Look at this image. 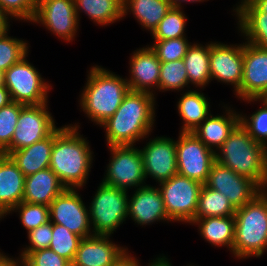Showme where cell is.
Masks as SVG:
<instances>
[{"instance_id": "6da1fadb", "label": "cell", "mask_w": 267, "mask_h": 266, "mask_svg": "<svg viewBox=\"0 0 267 266\" xmlns=\"http://www.w3.org/2000/svg\"><path fill=\"white\" fill-rule=\"evenodd\" d=\"M155 99V95L130 90L115 113L100 125L106 130L107 145H134L148 138L155 122Z\"/></svg>"}, {"instance_id": "7a4b0ae2", "label": "cell", "mask_w": 267, "mask_h": 266, "mask_svg": "<svg viewBox=\"0 0 267 266\" xmlns=\"http://www.w3.org/2000/svg\"><path fill=\"white\" fill-rule=\"evenodd\" d=\"M79 125H65L55 130L49 168L60 182L71 189H80L88 180L93 153L89 142L78 133Z\"/></svg>"}, {"instance_id": "3957f363", "label": "cell", "mask_w": 267, "mask_h": 266, "mask_svg": "<svg viewBox=\"0 0 267 266\" xmlns=\"http://www.w3.org/2000/svg\"><path fill=\"white\" fill-rule=\"evenodd\" d=\"M220 151V152H219ZM216 161L267 190V147L239 123L215 152Z\"/></svg>"}, {"instance_id": "277c9868", "label": "cell", "mask_w": 267, "mask_h": 266, "mask_svg": "<svg viewBox=\"0 0 267 266\" xmlns=\"http://www.w3.org/2000/svg\"><path fill=\"white\" fill-rule=\"evenodd\" d=\"M80 95V107L97 125L111 117L130 91L127 78H122L101 66H92Z\"/></svg>"}, {"instance_id": "5b68a950", "label": "cell", "mask_w": 267, "mask_h": 266, "mask_svg": "<svg viewBox=\"0 0 267 266\" xmlns=\"http://www.w3.org/2000/svg\"><path fill=\"white\" fill-rule=\"evenodd\" d=\"M233 256L260 257L267 250V190L235 211Z\"/></svg>"}, {"instance_id": "8992f818", "label": "cell", "mask_w": 267, "mask_h": 266, "mask_svg": "<svg viewBox=\"0 0 267 266\" xmlns=\"http://www.w3.org/2000/svg\"><path fill=\"white\" fill-rule=\"evenodd\" d=\"M89 206L93 235H111L128 217V192L100 183Z\"/></svg>"}, {"instance_id": "52a82bcc", "label": "cell", "mask_w": 267, "mask_h": 266, "mask_svg": "<svg viewBox=\"0 0 267 266\" xmlns=\"http://www.w3.org/2000/svg\"><path fill=\"white\" fill-rule=\"evenodd\" d=\"M26 57L4 72V85L11 100L24 105L48 103V93L52 86Z\"/></svg>"}, {"instance_id": "ba28073f", "label": "cell", "mask_w": 267, "mask_h": 266, "mask_svg": "<svg viewBox=\"0 0 267 266\" xmlns=\"http://www.w3.org/2000/svg\"><path fill=\"white\" fill-rule=\"evenodd\" d=\"M158 184L169 219L191 224L197 212L203 184L180 174Z\"/></svg>"}, {"instance_id": "9c48e42d", "label": "cell", "mask_w": 267, "mask_h": 266, "mask_svg": "<svg viewBox=\"0 0 267 266\" xmlns=\"http://www.w3.org/2000/svg\"><path fill=\"white\" fill-rule=\"evenodd\" d=\"M108 147L112 156L102 182L125 190L146 186L140 149H137L135 145Z\"/></svg>"}, {"instance_id": "30bf717a", "label": "cell", "mask_w": 267, "mask_h": 266, "mask_svg": "<svg viewBox=\"0 0 267 266\" xmlns=\"http://www.w3.org/2000/svg\"><path fill=\"white\" fill-rule=\"evenodd\" d=\"M51 115L47 103L25 105L20 111L11 144L1 154L8 155L50 136L58 128Z\"/></svg>"}, {"instance_id": "8fae6325", "label": "cell", "mask_w": 267, "mask_h": 266, "mask_svg": "<svg viewBox=\"0 0 267 266\" xmlns=\"http://www.w3.org/2000/svg\"><path fill=\"white\" fill-rule=\"evenodd\" d=\"M178 137L176 141L178 174L205 184L216 161L215 151L209 149L193 132H179Z\"/></svg>"}, {"instance_id": "7c38bea8", "label": "cell", "mask_w": 267, "mask_h": 266, "mask_svg": "<svg viewBox=\"0 0 267 266\" xmlns=\"http://www.w3.org/2000/svg\"><path fill=\"white\" fill-rule=\"evenodd\" d=\"M205 185L222 193L235 209L251 202L263 191L249 177L237 174L217 161L213 163Z\"/></svg>"}, {"instance_id": "4fadbf2b", "label": "cell", "mask_w": 267, "mask_h": 266, "mask_svg": "<svg viewBox=\"0 0 267 266\" xmlns=\"http://www.w3.org/2000/svg\"><path fill=\"white\" fill-rule=\"evenodd\" d=\"M77 190L66 188L51 202L49 206L50 221L63 225L81 238H87L93 235V230L90 228L89 210Z\"/></svg>"}, {"instance_id": "5bb4252c", "label": "cell", "mask_w": 267, "mask_h": 266, "mask_svg": "<svg viewBox=\"0 0 267 266\" xmlns=\"http://www.w3.org/2000/svg\"><path fill=\"white\" fill-rule=\"evenodd\" d=\"M33 23L44 25L55 36L70 42L79 28L74 0H38Z\"/></svg>"}, {"instance_id": "9a60e30c", "label": "cell", "mask_w": 267, "mask_h": 266, "mask_svg": "<svg viewBox=\"0 0 267 266\" xmlns=\"http://www.w3.org/2000/svg\"><path fill=\"white\" fill-rule=\"evenodd\" d=\"M244 61V43L227 45L218 42L210 43L211 80L231 84L236 93L242 83Z\"/></svg>"}, {"instance_id": "2e32d148", "label": "cell", "mask_w": 267, "mask_h": 266, "mask_svg": "<svg viewBox=\"0 0 267 266\" xmlns=\"http://www.w3.org/2000/svg\"><path fill=\"white\" fill-rule=\"evenodd\" d=\"M140 152L146 179L149 176L160 183L178 174L175 140L164 136L156 137Z\"/></svg>"}, {"instance_id": "e0dca14e", "label": "cell", "mask_w": 267, "mask_h": 266, "mask_svg": "<svg viewBox=\"0 0 267 266\" xmlns=\"http://www.w3.org/2000/svg\"><path fill=\"white\" fill-rule=\"evenodd\" d=\"M267 93V49L244 43L243 78L238 98L258 99Z\"/></svg>"}, {"instance_id": "ac0fdd59", "label": "cell", "mask_w": 267, "mask_h": 266, "mask_svg": "<svg viewBox=\"0 0 267 266\" xmlns=\"http://www.w3.org/2000/svg\"><path fill=\"white\" fill-rule=\"evenodd\" d=\"M110 235L82 238L71 266H113L128 252V248L109 240Z\"/></svg>"}, {"instance_id": "d6986e66", "label": "cell", "mask_w": 267, "mask_h": 266, "mask_svg": "<svg viewBox=\"0 0 267 266\" xmlns=\"http://www.w3.org/2000/svg\"><path fill=\"white\" fill-rule=\"evenodd\" d=\"M129 79H126L131 91L145 92L152 95L158 89L161 61L156 53L148 47L137 49L130 57Z\"/></svg>"}, {"instance_id": "ffe728a7", "label": "cell", "mask_w": 267, "mask_h": 266, "mask_svg": "<svg viewBox=\"0 0 267 266\" xmlns=\"http://www.w3.org/2000/svg\"><path fill=\"white\" fill-rule=\"evenodd\" d=\"M132 197L128 198V215L142 225H150L155 221H171L167 215L162 194L157 187L146 186L137 188Z\"/></svg>"}, {"instance_id": "44dd1931", "label": "cell", "mask_w": 267, "mask_h": 266, "mask_svg": "<svg viewBox=\"0 0 267 266\" xmlns=\"http://www.w3.org/2000/svg\"><path fill=\"white\" fill-rule=\"evenodd\" d=\"M25 176L13 160L0 154V214L6 216L23 201Z\"/></svg>"}, {"instance_id": "7402d4cb", "label": "cell", "mask_w": 267, "mask_h": 266, "mask_svg": "<svg viewBox=\"0 0 267 266\" xmlns=\"http://www.w3.org/2000/svg\"><path fill=\"white\" fill-rule=\"evenodd\" d=\"M224 108L226 109L224 112L226 115L213 116L210 114L192 131L209 149L215 152H217L230 133L240 123V114L228 107L224 106Z\"/></svg>"}, {"instance_id": "603a6c76", "label": "cell", "mask_w": 267, "mask_h": 266, "mask_svg": "<svg viewBox=\"0 0 267 266\" xmlns=\"http://www.w3.org/2000/svg\"><path fill=\"white\" fill-rule=\"evenodd\" d=\"M65 189L58 176L46 168L25 177L23 202L50 206Z\"/></svg>"}, {"instance_id": "cb8c5ba5", "label": "cell", "mask_w": 267, "mask_h": 266, "mask_svg": "<svg viewBox=\"0 0 267 266\" xmlns=\"http://www.w3.org/2000/svg\"><path fill=\"white\" fill-rule=\"evenodd\" d=\"M55 131L45 139L31 146L11 151L8 156L13 160L25 177L49 168Z\"/></svg>"}, {"instance_id": "d4e9b609", "label": "cell", "mask_w": 267, "mask_h": 266, "mask_svg": "<svg viewBox=\"0 0 267 266\" xmlns=\"http://www.w3.org/2000/svg\"><path fill=\"white\" fill-rule=\"evenodd\" d=\"M191 223L198 225L201 237L208 243L217 247L227 246L233 254L235 216L204 217Z\"/></svg>"}, {"instance_id": "484cf974", "label": "cell", "mask_w": 267, "mask_h": 266, "mask_svg": "<svg viewBox=\"0 0 267 266\" xmlns=\"http://www.w3.org/2000/svg\"><path fill=\"white\" fill-rule=\"evenodd\" d=\"M171 8L168 0H123L124 16L132 12L139 24L151 34Z\"/></svg>"}, {"instance_id": "4316f807", "label": "cell", "mask_w": 267, "mask_h": 266, "mask_svg": "<svg viewBox=\"0 0 267 266\" xmlns=\"http://www.w3.org/2000/svg\"><path fill=\"white\" fill-rule=\"evenodd\" d=\"M177 103L179 116L184 121L180 132H192L211 114L208 98L200 91L185 92Z\"/></svg>"}, {"instance_id": "83f0119b", "label": "cell", "mask_w": 267, "mask_h": 266, "mask_svg": "<svg viewBox=\"0 0 267 266\" xmlns=\"http://www.w3.org/2000/svg\"><path fill=\"white\" fill-rule=\"evenodd\" d=\"M210 60V43L205 46L193 43L187 49L183 58L185 69L187 70L189 84L195 87H201L211 82V74L209 67Z\"/></svg>"}, {"instance_id": "f1b7e54d", "label": "cell", "mask_w": 267, "mask_h": 266, "mask_svg": "<svg viewBox=\"0 0 267 266\" xmlns=\"http://www.w3.org/2000/svg\"><path fill=\"white\" fill-rule=\"evenodd\" d=\"M78 19L84 12L91 21L106 26L123 19V0H74Z\"/></svg>"}, {"instance_id": "f546056e", "label": "cell", "mask_w": 267, "mask_h": 266, "mask_svg": "<svg viewBox=\"0 0 267 266\" xmlns=\"http://www.w3.org/2000/svg\"><path fill=\"white\" fill-rule=\"evenodd\" d=\"M235 211L236 209L222 193L210 189L205 184L202 185L194 219L234 216Z\"/></svg>"}, {"instance_id": "4dcf8cb0", "label": "cell", "mask_w": 267, "mask_h": 266, "mask_svg": "<svg viewBox=\"0 0 267 266\" xmlns=\"http://www.w3.org/2000/svg\"><path fill=\"white\" fill-rule=\"evenodd\" d=\"M187 70L183 59L161 62L158 89L159 91H181L189 87Z\"/></svg>"}, {"instance_id": "1f68e13d", "label": "cell", "mask_w": 267, "mask_h": 266, "mask_svg": "<svg viewBox=\"0 0 267 266\" xmlns=\"http://www.w3.org/2000/svg\"><path fill=\"white\" fill-rule=\"evenodd\" d=\"M186 15L179 8H171L165 17L160 21L152 33L154 40H168L186 37Z\"/></svg>"}, {"instance_id": "d6a6232c", "label": "cell", "mask_w": 267, "mask_h": 266, "mask_svg": "<svg viewBox=\"0 0 267 266\" xmlns=\"http://www.w3.org/2000/svg\"><path fill=\"white\" fill-rule=\"evenodd\" d=\"M52 234L53 238L49 249L72 263L82 238L63 225L55 223H52Z\"/></svg>"}, {"instance_id": "836d02e7", "label": "cell", "mask_w": 267, "mask_h": 266, "mask_svg": "<svg viewBox=\"0 0 267 266\" xmlns=\"http://www.w3.org/2000/svg\"><path fill=\"white\" fill-rule=\"evenodd\" d=\"M7 30L0 35V71L4 73L11 66L28 56V43L22 39L8 36Z\"/></svg>"}, {"instance_id": "e575fe53", "label": "cell", "mask_w": 267, "mask_h": 266, "mask_svg": "<svg viewBox=\"0 0 267 266\" xmlns=\"http://www.w3.org/2000/svg\"><path fill=\"white\" fill-rule=\"evenodd\" d=\"M260 101L263 107H259L250 117L240 114V124L248 133L261 144L267 147V103L262 99H245L246 102Z\"/></svg>"}, {"instance_id": "d590c367", "label": "cell", "mask_w": 267, "mask_h": 266, "mask_svg": "<svg viewBox=\"0 0 267 266\" xmlns=\"http://www.w3.org/2000/svg\"><path fill=\"white\" fill-rule=\"evenodd\" d=\"M12 211L19 212V218L23 227L28 230H33L44 223L50 222L49 206L43 204H33L21 202Z\"/></svg>"}, {"instance_id": "8d00e7d4", "label": "cell", "mask_w": 267, "mask_h": 266, "mask_svg": "<svg viewBox=\"0 0 267 266\" xmlns=\"http://www.w3.org/2000/svg\"><path fill=\"white\" fill-rule=\"evenodd\" d=\"M24 106L12 101L0 108V154L11 144L20 111Z\"/></svg>"}, {"instance_id": "74e56055", "label": "cell", "mask_w": 267, "mask_h": 266, "mask_svg": "<svg viewBox=\"0 0 267 266\" xmlns=\"http://www.w3.org/2000/svg\"><path fill=\"white\" fill-rule=\"evenodd\" d=\"M191 45L186 37L168 40H155L151 49L156 53L161 62L177 61L184 58L188 47Z\"/></svg>"}, {"instance_id": "f35d334b", "label": "cell", "mask_w": 267, "mask_h": 266, "mask_svg": "<svg viewBox=\"0 0 267 266\" xmlns=\"http://www.w3.org/2000/svg\"><path fill=\"white\" fill-rule=\"evenodd\" d=\"M38 0H0V10L10 20H26L32 23Z\"/></svg>"}, {"instance_id": "ab89813d", "label": "cell", "mask_w": 267, "mask_h": 266, "mask_svg": "<svg viewBox=\"0 0 267 266\" xmlns=\"http://www.w3.org/2000/svg\"><path fill=\"white\" fill-rule=\"evenodd\" d=\"M27 233L28 240L31 245L28 247L26 246L22 250L21 255L19 256L20 261H22L31 252L49 248L53 238L52 222L50 221L48 223H44Z\"/></svg>"}, {"instance_id": "60d3db41", "label": "cell", "mask_w": 267, "mask_h": 266, "mask_svg": "<svg viewBox=\"0 0 267 266\" xmlns=\"http://www.w3.org/2000/svg\"><path fill=\"white\" fill-rule=\"evenodd\" d=\"M237 24L246 42L267 49V21L238 20Z\"/></svg>"}, {"instance_id": "b9f144b4", "label": "cell", "mask_w": 267, "mask_h": 266, "mask_svg": "<svg viewBox=\"0 0 267 266\" xmlns=\"http://www.w3.org/2000/svg\"><path fill=\"white\" fill-rule=\"evenodd\" d=\"M22 266H71L65 258L46 248L29 253L22 261Z\"/></svg>"}, {"instance_id": "7bdbcfd3", "label": "cell", "mask_w": 267, "mask_h": 266, "mask_svg": "<svg viewBox=\"0 0 267 266\" xmlns=\"http://www.w3.org/2000/svg\"><path fill=\"white\" fill-rule=\"evenodd\" d=\"M235 12L238 20L267 21V0H251L241 5Z\"/></svg>"}, {"instance_id": "ee69618b", "label": "cell", "mask_w": 267, "mask_h": 266, "mask_svg": "<svg viewBox=\"0 0 267 266\" xmlns=\"http://www.w3.org/2000/svg\"><path fill=\"white\" fill-rule=\"evenodd\" d=\"M139 260L135 256H132L131 253H127L122 257L116 264L113 266H139ZM141 266V265H140Z\"/></svg>"}, {"instance_id": "f6af8a7d", "label": "cell", "mask_w": 267, "mask_h": 266, "mask_svg": "<svg viewBox=\"0 0 267 266\" xmlns=\"http://www.w3.org/2000/svg\"><path fill=\"white\" fill-rule=\"evenodd\" d=\"M0 266H21V261L19 258H10L0 252Z\"/></svg>"}, {"instance_id": "bcb514c9", "label": "cell", "mask_w": 267, "mask_h": 266, "mask_svg": "<svg viewBox=\"0 0 267 266\" xmlns=\"http://www.w3.org/2000/svg\"><path fill=\"white\" fill-rule=\"evenodd\" d=\"M10 102H12L10 93L6 89L5 85L0 86V108L8 105Z\"/></svg>"}, {"instance_id": "7dc6e473", "label": "cell", "mask_w": 267, "mask_h": 266, "mask_svg": "<svg viewBox=\"0 0 267 266\" xmlns=\"http://www.w3.org/2000/svg\"><path fill=\"white\" fill-rule=\"evenodd\" d=\"M10 19L0 10V35L4 34L10 28Z\"/></svg>"}, {"instance_id": "c3c4849f", "label": "cell", "mask_w": 267, "mask_h": 266, "mask_svg": "<svg viewBox=\"0 0 267 266\" xmlns=\"http://www.w3.org/2000/svg\"><path fill=\"white\" fill-rule=\"evenodd\" d=\"M148 266H172V265L165 256H160L157 257L155 260H153V262L149 263Z\"/></svg>"}, {"instance_id": "681fc988", "label": "cell", "mask_w": 267, "mask_h": 266, "mask_svg": "<svg viewBox=\"0 0 267 266\" xmlns=\"http://www.w3.org/2000/svg\"><path fill=\"white\" fill-rule=\"evenodd\" d=\"M168 1L171 4L172 8L181 9L182 8V6H181L182 2H189V3H191V2L193 3L194 2L195 3V2H203L204 0H168Z\"/></svg>"}, {"instance_id": "f907efd6", "label": "cell", "mask_w": 267, "mask_h": 266, "mask_svg": "<svg viewBox=\"0 0 267 266\" xmlns=\"http://www.w3.org/2000/svg\"><path fill=\"white\" fill-rule=\"evenodd\" d=\"M251 0H242L240 3H239V5L233 10V11H236L241 5H243V4H245V3H247V2H250Z\"/></svg>"}, {"instance_id": "816d5d0a", "label": "cell", "mask_w": 267, "mask_h": 266, "mask_svg": "<svg viewBox=\"0 0 267 266\" xmlns=\"http://www.w3.org/2000/svg\"><path fill=\"white\" fill-rule=\"evenodd\" d=\"M4 85V73L0 71V86Z\"/></svg>"}, {"instance_id": "f5cc1de1", "label": "cell", "mask_w": 267, "mask_h": 266, "mask_svg": "<svg viewBox=\"0 0 267 266\" xmlns=\"http://www.w3.org/2000/svg\"><path fill=\"white\" fill-rule=\"evenodd\" d=\"M262 99L267 103V93L262 97Z\"/></svg>"}]
</instances>
